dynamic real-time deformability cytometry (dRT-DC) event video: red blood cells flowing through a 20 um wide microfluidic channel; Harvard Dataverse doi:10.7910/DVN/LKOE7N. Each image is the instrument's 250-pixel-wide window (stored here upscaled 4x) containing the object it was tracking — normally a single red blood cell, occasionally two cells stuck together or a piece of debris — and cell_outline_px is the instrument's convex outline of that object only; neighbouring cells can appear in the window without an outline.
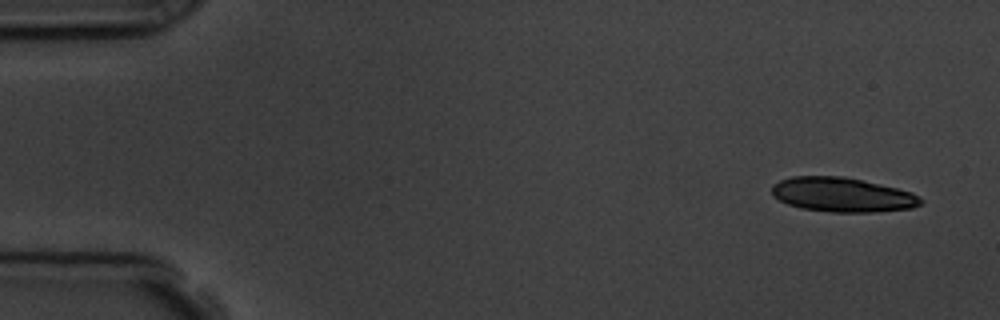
{"species": "common noctule bat (a hibernating species)", "species_latin": "Nyctalus noctula", "temperature_condition": "room temperature", "stored_images_in_passage": 16, "camera_frame_rate_fps": 3000, "um_per_image_px": 0.085, "animal": {"sex": "male", "body_mass_g": 19.5, "forearm_length_mm": 54.6}, "frame": {"image": 1, "passage_image": 1, "time_ms": 0.0, "image_size_px": [1000, 320], "cell_outline_px": [[924, 200], [920, 204], [912, 208], [876, 212], [832, 212], [800, 208], [788, 204], [772, 196], [772, 184], [780, 180], [792, 176], [844, 176], [896, 188], [912, 192]], "centroid_in_image_um": [71.58, 16.55], "position_along_channel_um": 13.4, "area_um2": 29.88}}
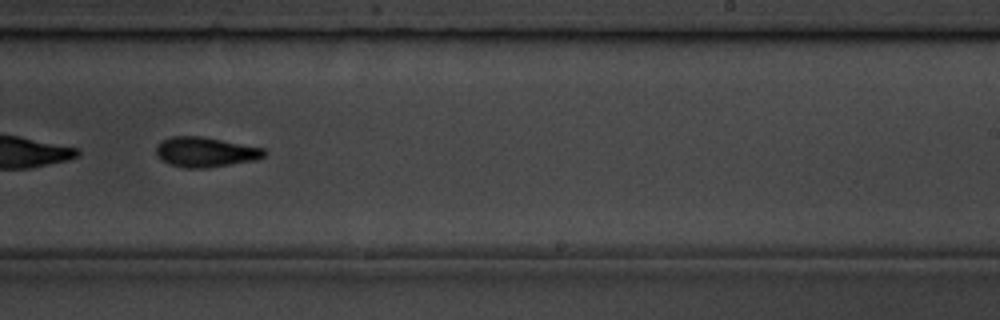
{"frame": {"image": 2, "passage_image": 10, "time_ms": 10.333, "image_size_px": [1000, 320], "cell_outline_px": [[268, 152], [264, 156], [256, 160], [208, 168], [184, 168], [168, 164], [156, 156], [156, 144], [160, 140], [172, 136], [200, 136], [264, 148]], "centroid_in_image_um": [17.42, 12.93], "position_along_channel_um": 271.6, "area_um2": 19.07}}
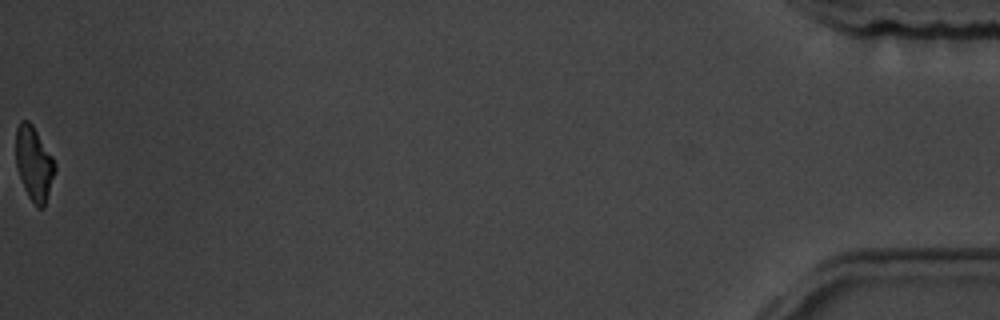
{"frame": {"image": 3, "passage_image": 16, "time_ms": 17.333, "image_size_px": [1000, 320], "cell_outline_px": [[56, 172], [44, 208], [36, 208], [28, 196], [24, 188], [16, 164], [16, 128], [20, 120], [28, 120], [32, 124], [52, 156], [56, 164]], "centroid_in_image_um": [2.9, 13.92], "position_along_channel_um": 432.3, "area_um2": 16.99}, "authors_computed_cell_mechanics": {"area_um2": 19.7676, "velocity_mm_per_s": 3.7577, "shape_relaxation_time_tau1_ms": 3.0754, "shape_relaxation_time_tau2_ms": 2.9148, "deformation_change_tau1": 0.1363, "deformation_change_tau2": 0.0996}}